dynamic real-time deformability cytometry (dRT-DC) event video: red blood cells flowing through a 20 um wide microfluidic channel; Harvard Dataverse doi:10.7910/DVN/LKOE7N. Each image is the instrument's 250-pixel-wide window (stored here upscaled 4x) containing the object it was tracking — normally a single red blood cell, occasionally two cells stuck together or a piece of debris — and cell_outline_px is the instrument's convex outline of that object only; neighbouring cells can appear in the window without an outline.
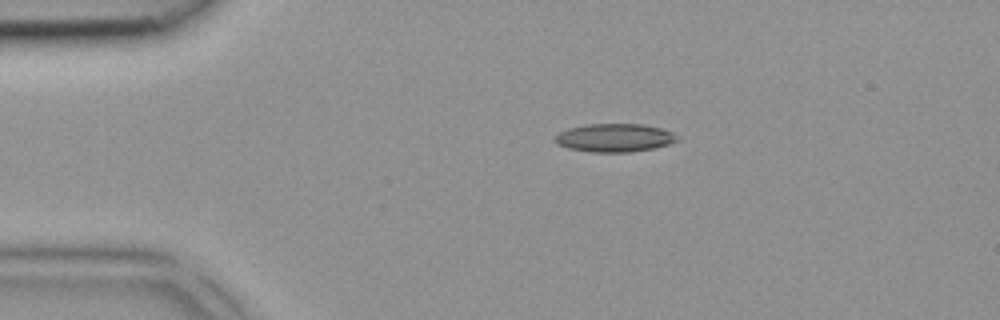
{"species": "common noctule bat (a hibernating species)", "species_latin": "Nyctalus noctula", "temperature_condition": "room temperature", "stored_images_in_passage": 2, "camera_frame_rate_fps": 3000, "um_per_image_px": 0.085, "animal": {"sex": "female", "body_mass_g": 18.4}, "frame": {"image": 1, "passage_image": 1, "time_ms": 0.0, "image_size_px": [1000, 320], "cell_outline_px": [[680, 140], [668, 144], [652, 148], [632, 152], [592, 152], [568, 148], [556, 144], [552, 140], [560, 132], [568, 128], [584, 124], [644, 124], [660, 128], [672, 132], [680, 136]], "centroid_in_image_um": [52.23, 11.71], "position_along_channel_um": 32.8, "area_um2": 20.29}}